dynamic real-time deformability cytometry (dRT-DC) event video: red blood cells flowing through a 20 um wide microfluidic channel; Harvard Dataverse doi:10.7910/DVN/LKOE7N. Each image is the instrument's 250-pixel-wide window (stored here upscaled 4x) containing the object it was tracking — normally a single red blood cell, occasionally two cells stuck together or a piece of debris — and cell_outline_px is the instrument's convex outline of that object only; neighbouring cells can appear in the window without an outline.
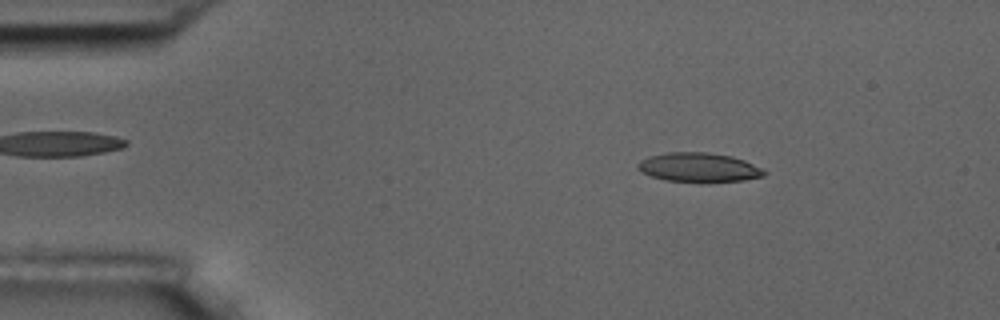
{"species": "common noctule bat (a hibernating species)", "species_latin": "Nyctalus noctula", "temperature_condition": "room temperature", "stored_images_in_passage": 4, "camera_frame_rate_fps": 3000, "um_per_image_px": 0.085, "animal": {"sex": "male", "body_mass_g": 17.5, "forearm_length_mm": 52.3}, "frame": {"image": 1, "passage_image": 2, "time_ms": 1.0, "image_size_px": [1000, 320], "cell_outline_px": [[768, 172], [764, 176], [744, 180], [708, 184], [700, 184], [664, 180], [652, 176], [636, 168], [636, 164], [640, 160], [648, 156], [668, 152], [704, 152], [732, 156], [744, 160]], "centroid_in_image_um": [59.39, 14.26], "position_along_channel_um": 25.6, "area_um2": 22.14}}